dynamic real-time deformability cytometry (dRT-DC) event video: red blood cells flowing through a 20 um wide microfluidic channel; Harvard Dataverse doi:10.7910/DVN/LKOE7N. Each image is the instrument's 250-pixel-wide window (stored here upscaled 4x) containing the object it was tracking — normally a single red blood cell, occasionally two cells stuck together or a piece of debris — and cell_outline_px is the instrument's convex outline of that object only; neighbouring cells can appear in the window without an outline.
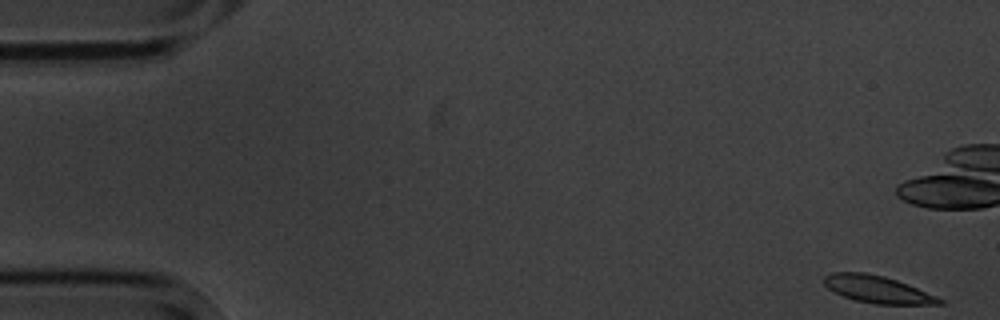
{"species": "common noctule bat (a hibernating species)", "species_latin": "Nyctalus noctula", "temperature_condition": "cold", "stored_images_in_passage": 6, "camera_frame_rate_fps": 3000, "um_per_image_px": 0.085, "animal": {"sex": "male", "body_mass_g": 20.1, "forearm_length_mm": 53.5}, "frame": {"image": 1, "passage_image": 1, "time_ms": 0.0, "image_size_px": [1000, 320], "cell_outline_px": [[944, 304], [876, 304], [856, 300], [844, 296], [828, 288], [824, 284], [824, 276], [832, 272], [864, 272], [884, 276], [908, 284], [936, 296], [944, 300]], "centroid_in_image_um": [74.59, 24.59], "position_along_channel_um": 10.4, "area_um2": 18.09}}